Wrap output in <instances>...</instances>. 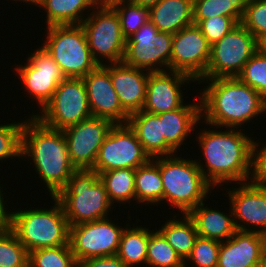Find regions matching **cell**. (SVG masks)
<instances>
[{
    "label": "cell",
    "instance_id": "cell-1",
    "mask_svg": "<svg viewBox=\"0 0 266 267\" xmlns=\"http://www.w3.org/2000/svg\"><path fill=\"white\" fill-rule=\"evenodd\" d=\"M209 126L196 136L205 164L197 159L195 162L205 179L214 188L224 183L252 180L253 137L245 135L243 128L226 127L225 131L223 128L220 131L217 126Z\"/></svg>",
    "mask_w": 266,
    "mask_h": 267
},
{
    "label": "cell",
    "instance_id": "cell-2",
    "mask_svg": "<svg viewBox=\"0 0 266 267\" xmlns=\"http://www.w3.org/2000/svg\"><path fill=\"white\" fill-rule=\"evenodd\" d=\"M208 83L200 91L201 119L206 125L242 128L266 113V100L237 77L199 79ZM210 82V83H209ZM203 90V91H202ZM204 117V118H203Z\"/></svg>",
    "mask_w": 266,
    "mask_h": 267
},
{
    "label": "cell",
    "instance_id": "cell-3",
    "mask_svg": "<svg viewBox=\"0 0 266 267\" xmlns=\"http://www.w3.org/2000/svg\"><path fill=\"white\" fill-rule=\"evenodd\" d=\"M30 159L45 185V191L55 197L77 169L70 160L62 130L44 125L35 116L24 120L21 133V157ZM30 156V157H29Z\"/></svg>",
    "mask_w": 266,
    "mask_h": 267
},
{
    "label": "cell",
    "instance_id": "cell-4",
    "mask_svg": "<svg viewBox=\"0 0 266 267\" xmlns=\"http://www.w3.org/2000/svg\"><path fill=\"white\" fill-rule=\"evenodd\" d=\"M159 156L151 158L160 169L163 199L162 204L169 202L181 214H188L199 203L206 201L214 187L205 179L195 159L178 156ZM173 205V206H172Z\"/></svg>",
    "mask_w": 266,
    "mask_h": 267
},
{
    "label": "cell",
    "instance_id": "cell-5",
    "mask_svg": "<svg viewBox=\"0 0 266 267\" xmlns=\"http://www.w3.org/2000/svg\"><path fill=\"white\" fill-rule=\"evenodd\" d=\"M51 199L54 205L49 209L31 207L11 211L9 229L28 252L69 244L70 226L63 207L55 197Z\"/></svg>",
    "mask_w": 266,
    "mask_h": 267
},
{
    "label": "cell",
    "instance_id": "cell-6",
    "mask_svg": "<svg viewBox=\"0 0 266 267\" xmlns=\"http://www.w3.org/2000/svg\"><path fill=\"white\" fill-rule=\"evenodd\" d=\"M55 198L61 203L69 226L107 218L114 208L99 174L91 169L73 172Z\"/></svg>",
    "mask_w": 266,
    "mask_h": 267
},
{
    "label": "cell",
    "instance_id": "cell-7",
    "mask_svg": "<svg viewBox=\"0 0 266 267\" xmlns=\"http://www.w3.org/2000/svg\"><path fill=\"white\" fill-rule=\"evenodd\" d=\"M47 38L41 43L59 65L66 78H83L99 65L88 46L80 25H52L46 27Z\"/></svg>",
    "mask_w": 266,
    "mask_h": 267
},
{
    "label": "cell",
    "instance_id": "cell-8",
    "mask_svg": "<svg viewBox=\"0 0 266 267\" xmlns=\"http://www.w3.org/2000/svg\"><path fill=\"white\" fill-rule=\"evenodd\" d=\"M86 17L81 26L94 60L98 65L121 63L125 54L126 38L122 34L116 10L101 1Z\"/></svg>",
    "mask_w": 266,
    "mask_h": 267
},
{
    "label": "cell",
    "instance_id": "cell-9",
    "mask_svg": "<svg viewBox=\"0 0 266 267\" xmlns=\"http://www.w3.org/2000/svg\"><path fill=\"white\" fill-rule=\"evenodd\" d=\"M39 113V114H38ZM44 125L63 130L92 117L87 90L82 78H66L62 81L52 99L35 114Z\"/></svg>",
    "mask_w": 266,
    "mask_h": 267
},
{
    "label": "cell",
    "instance_id": "cell-10",
    "mask_svg": "<svg viewBox=\"0 0 266 267\" xmlns=\"http://www.w3.org/2000/svg\"><path fill=\"white\" fill-rule=\"evenodd\" d=\"M258 50V40L240 23L211 46L207 70L200 79L237 77Z\"/></svg>",
    "mask_w": 266,
    "mask_h": 267
},
{
    "label": "cell",
    "instance_id": "cell-11",
    "mask_svg": "<svg viewBox=\"0 0 266 267\" xmlns=\"http://www.w3.org/2000/svg\"><path fill=\"white\" fill-rule=\"evenodd\" d=\"M172 39L173 34L159 31L149 20L126 39L122 62L149 72L168 71L170 70Z\"/></svg>",
    "mask_w": 266,
    "mask_h": 267
},
{
    "label": "cell",
    "instance_id": "cell-12",
    "mask_svg": "<svg viewBox=\"0 0 266 267\" xmlns=\"http://www.w3.org/2000/svg\"><path fill=\"white\" fill-rule=\"evenodd\" d=\"M150 159L128 124H114L104 139L91 170L100 174L120 168L136 169Z\"/></svg>",
    "mask_w": 266,
    "mask_h": 267
},
{
    "label": "cell",
    "instance_id": "cell-13",
    "mask_svg": "<svg viewBox=\"0 0 266 267\" xmlns=\"http://www.w3.org/2000/svg\"><path fill=\"white\" fill-rule=\"evenodd\" d=\"M112 219L107 217L70 226L69 244L77 262L117 255L125 226L115 224Z\"/></svg>",
    "mask_w": 266,
    "mask_h": 267
},
{
    "label": "cell",
    "instance_id": "cell-14",
    "mask_svg": "<svg viewBox=\"0 0 266 267\" xmlns=\"http://www.w3.org/2000/svg\"><path fill=\"white\" fill-rule=\"evenodd\" d=\"M14 69L27 90L25 92L38 103L40 111L52 99L58 85L66 79L59 65L42 46L28 56L27 63Z\"/></svg>",
    "mask_w": 266,
    "mask_h": 267
},
{
    "label": "cell",
    "instance_id": "cell-15",
    "mask_svg": "<svg viewBox=\"0 0 266 267\" xmlns=\"http://www.w3.org/2000/svg\"><path fill=\"white\" fill-rule=\"evenodd\" d=\"M114 123L91 117L63 129L70 160L77 170L92 169L99 149Z\"/></svg>",
    "mask_w": 266,
    "mask_h": 267
},
{
    "label": "cell",
    "instance_id": "cell-16",
    "mask_svg": "<svg viewBox=\"0 0 266 267\" xmlns=\"http://www.w3.org/2000/svg\"><path fill=\"white\" fill-rule=\"evenodd\" d=\"M211 45L197 25L182 28L173 34L170 71H178L196 82L206 73Z\"/></svg>",
    "mask_w": 266,
    "mask_h": 267
},
{
    "label": "cell",
    "instance_id": "cell-17",
    "mask_svg": "<svg viewBox=\"0 0 266 267\" xmlns=\"http://www.w3.org/2000/svg\"><path fill=\"white\" fill-rule=\"evenodd\" d=\"M239 185L225 190L237 230L266 233V183L250 180Z\"/></svg>",
    "mask_w": 266,
    "mask_h": 267
},
{
    "label": "cell",
    "instance_id": "cell-18",
    "mask_svg": "<svg viewBox=\"0 0 266 267\" xmlns=\"http://www.w3.org/2000/svg\"><path fill=\"white\" fill-rule=\"evenodd\" d=\"M196 82L189 75L178 71L150 72L147 81L146 99L143 111L161 114L184 105L182 87L186 83Z\"/></svg>",
    "mask_w": 266,
    "mask_h": 267
},
{
    "label": "cell",
    "instance_id": "cell-19",
    "mask_svg": "<svg viewBox=\"0 0 266 267\" xmlns=\"http://www.w3.org/2000/svg\"><path fill=\"white\" fill-rule=\"evenodd\" d=\"M82 79L86 86L92 117L105 118L114 124H127L129 115L121 106L109 71L99 65Z\"/></svg>",
    "mask_w": 266,
    "mask_h": 267
},
{
    "label": "cell",
    "instance_id": "cell-20",
    "mask_svg": "<svg viewBox=\"0 0 266 267\" xmlns=\"http://www.w3.org/2000/svg\"><path fill=\"white\" fill-rule=\"evenodd\" d=\"M110 73L112 85L123 110L130 116L144 106L149 71L121 63L103 65Z\"/></svg>",
    "mask_w": 266,
    "mask_h": 267
},
{
    "label": "cell",
    "instance_id": "cell-21",
    "mask_svg": "<svg viewBox=\"0 0 266 267\" xmlns=\"http://www.w3.org/2000/svg\"><path fill=\"white\" fill-rule=\"evenodd\" d=\"M263 234L237 230L220 244L217 267H259Z\"/></svg>",
    "mask_w": 266,
    "mask_h": 267
},
{
    "label": "cell",
    "instance_id": "cell-22",
    "mask_svg": "<svg viewBox=\"0 0 266 267\" xmlns=\"http://www.w3.org/2000/svg\"><path fill=\"white\" fill-rule=\"evenodd\" d=\"M162 122V135L165 141L177 152L185 144L188 136L201 122L200 98L196 103L184 104L181 108L158 114ZM200 121V122H199ZM190 134V135H189Z\"/></svg>",
    "mask_w": 266,
    "mask_h": 267
},
{
    "label": "cell",
    "instance_id": "cell-23",
    "mask_svg": "<svg viewBox=\"0 0 266 267\" xmlns=\"http://www.w3.org/2000/svg\"><path fill=\"white\" fill-rule=\"evenodd\" d=\"M127 124L135 132L143 150L150 158L170 156L176 153L162 135V122L158 114L141 110L131 114Z\"/></svg>",
    "mask_w": 266,
    "mask_h": 267
},
{
    "label": "cell",
    "instance_id": "cell-24",
    "mask_svg": "<svg viewBox=\"0 0 266 267\" xmlns=\"http://www.w3.org/2000/svg\"><path fill=\"white\" fill-rule=\"evenodd\" d=\"M204 205L203 201L188 213L195 224L198 236L220 242L229 239L237 231L231 206L228 215Z\"/></svg>",
    "mask_w": 266,
    "mask_h": 267
},
{
    "label": "cell",
    "instance_id": "cell-25",
    "mask_svg": "<svg viewBox=\"0 0 266 267\" xmlns=\"http://www.w3.org/2000/svg\"><path fill=\"white\" fill-rule=\"evenodd\" d=\"M149 20L159 31L175 34L193 25V0H160L149 8Z\"/></svg>",
    "mask_w": 266,
    "mask_h": 267
},
{
    "label": "cell",
    "instance_id": "cell-26",
    "mask_svg": "<svg viewBox=\"0 0 266 267\" xmlns=\"http://www.w3.org/2000/svg\"><path fill=\"white\" fill-rule=\"evenodd\" d=\"M100 2L101 0H40L37 7L46 11V27L80 25L85 20L86 14L83 12L88 10L89 14Z\"/></svg>",
    "mask_w": 266,
    "mask_h": 267
},
{
    "label": "cell",
    "instance_id": "cell-27",
    "mask_svg": "<svg viewBox=\"0 0 266 267\" xmlns=\"http://www.w3.org/2000/svg\"><path fill=\"white\" fill-rule=\"evenodd\" d=\"M133 225V227H131ZM126 224L122 231L117 256L127 267L143 266L147 260L149 227Z\"/></svg>",
    "mask_w": 266,
    "mask_h": 267
},
{
    "label": "cell",
    "instance_id": "cell-28",
    "mask_svg": "<svg viewBox=\"0 0 266 267\" xmlns=\"http://www.w3.org/2000/svg\"><path fill=\"white\" fill-rule=\"evenodd\" d=\"M165 221L158 231L164 236L175 252L185 262L190 256L195 240L198 237L195 224L188 214Z\"/></svg>",
    "mask_w": 266,
    "mask_h": 267
},
{
    "label": "cell",
    "instance_id": "cell-29",
    "mask_svg": "<svg viewBox=\"0 0 266 267\" xmlns=\"http://www.w3.org/2000/svg\"><path fill=\"white\" fill-rule=\"evenodd\" d=\"M134 183L138 204L141 206L161 204L163 199L161 173L159 166L152 159L135 169Z\"/></svg>",
    "mask_w": 266,
    "mask_h": 267
},
{
    "label": "cell",
    "instance_id": "cell-30",
    "mask_svg": "<svg viewBox=\"0 0 266 267\" xmlns=\"http://www.w3.org/2000/svg\"><path fill=\"white\" fill-rule=\"evenodd\" d=\"M99 178L104 183L108 198L114 206L116 203L126 205L128 202H136L135 169L120 168L101 172Z\"/></svg>",
    "mask_w": 266,
    "mask_h": 267
},
{
    "label": "cell",
    "instance_id": "cell-31",
    "mask_svg": "<svg viewBox=\"0 0 266 267\" xmlns=\"http://www.w3.org/2000/svg\"><path fill=\"white\" fill-rule=\"evenodd\" d=\"M247 0H193V24L215 16L231 17L241 23Z\"/></svg>",
    "mask_w": 266,
    "mask_h": 267
},
{
    "label": "cell",
    "instance_id": "cell-32",
    "mask_svg": "<svg viewBox=\"0 0 266 267\" xmlns=\"http://www.w3.org/2000/svg\"><path fill=\"white\" fill-rule=\"evenodd\" d=\"M185 267V262L175 252L164 236L155 228L149 230L146 267Z\"/></svg>",
    "mask_w": 266,
    "mask_h": 267
},
{
    "label": "cell",
    "instance_id": "cell-33",
    "mask_svg": "<svg viewBox=\"0 0 266 267\" xmlns=\"http://www.w3.org/2000/svg\"><path fill=\"white\" fill-rule=\"evenodd\" d=\"M28 267H77L70 244L29 252Z\"/></svg>",
    "mask_w": 266,
    "mask_h": 267
},
{
    "label": "cell",
    "instance_id": "cell-34",
    "mask_svg": "<svg viewBox=\"0 0 266 267\" xmlns=\"http://www.w3.org/2000/svg\"><path fill=\"white\" fill-rule=\"evenodd\" d=\"M117 12L123 36L128 39L149 21V8L132 1L106 2Z\"/></svg>",
    "mask_w": 266,
    "mask_h": 267
},
{
    "label": "cell",
    "instance_id": "cell-35",
    "mask_svg": "<svg viewBox=\"0 0 266 267\" xmlns=\"http://www.w3.org/2000/svg\"><path fill=\"white\" fill-rule=\"evenodd\" d=\"M29 252L9 229H0V267H28Z\"/></svg>",
    "mask_w": 266,
    "mask_h": 267
},
{
    "label": "cell",
    "instance_id": "cell-36",
    "mask_svg": "<svg viewBox=\"0 0 266 267\" xmlns=\"http://www.w3.org/2000/svg\"><path fill=\"white\" fill-rule=\"evenodd\" d=\"M237 78L266 100V55L258 50L243 66Z\"/></svg>",
    "mask_w": 266,
    "mask_h": 267
},
{
    "label": "cell",
    "instance_id": "cell-37",
    "mask_svg": "<svg viewBox=\"0 0 266 267\" xmlns=\"http://www.w3.org/2000/svg\"><path fill=\"white\" fill-rule=\"evenodd\" d=\"M24 120L0 124V161L21 157V133Z\"/></svg>",
    "mask_w": 266,
    "mask_h": 267
},
{
    "label": "cell",
    "instance_id": "cell-38",
    "mask_svg": "<svg viewBox=\"0 0 266 267\" xmlns=\"http://www.w3.org/2000/svg\"><path fill=\"white\" fill-rule=\"evenodd\" d=\"M220 244L218 240L198 236L185 267L188 261L194 263L195 267H217Z\"/></svg>",
    "mask_w": 266,
    "mask_h": 267
},
{
    "label": "cell",
    "instance_id": "cell-39",
    "mask_svg": "<svg viewBox=\"0 0 266 267\" xmlns=\"http://www.w3.org/2000/svg\"><path fill=\"white\" fill-rule=\"evenodd\" d=\"M241 24L258 41L266 36V0H247Z\"/></svg>",
    "mask_w": 266,
    "mask_h": 267
},
{
    "label": "cell",
    "instance_id": "cell-40",
    "mask_svg": "<svg viewBox=\"0 0 266 267\" xmlns=\"http://www.w3.org/2000/svg\"><path fill=\"white\" fill-rule=\"evenodd\" d=\"M238 25L231 17L215 16L202 20L197 26L212 46Z\"/></svg>",
    "mask_w": 266,
    "mask_h": 267
},
{
    "label": "cell",
    "instance_id": "cell-41",
    "mask_svg": "<svg viewBox=\"0 0 266 267\" xmlns=\"http://www.w3.org/2000/svg\"><path fill=\"white\" fill-rule=\"evenodd\" d=\"M259 143L253 139L252 180L266 182V144Z\"/></svg>",
    "mask_w": 266,
    "mask_h": 267
},
{
    "label": "cell",
    "instance_id": "cell-42",
    "mask_svg": "<svg viewBox=\"0 0 266 267\" xmlns=\"http://www.w3.org/2000/svg\"><path fill=\"white\" fill-rule=\"evenodd\" d=\"M77 267H127L117 256L93 257L77 262Z\"/></svg>",
    "mask_w": 266,
    "mask_h": 267
},
{
    "label": "cell",
    "instance_id": "cell-43",
    "mask_svg": "<svg viewBox=\"0 0 266 267\" xmlns=\"http://www.w3.org/2000/svg\"><path fill=\"white\" fill-rule=\"evenodd\" d=\"M1 185L2 184H0V229H6L10 226L12 212H10L9 210L7 211L8 208L6 206H8L7 202L9 201L8 199L4 201V199L6 198L4 196L6 195L5 193L3 194L4 190L2 189L3 187H1Z\"/></svg>",
    "mask_w": 266,
    "mask_h": 267
},
{
    "label": "cell",
    "instance_id": "cell-44",
    "mask_svg": "<svg viewBox=\"0 0 266 267\" xmlns=\"http://www.w3.org/2000/svg\"><path fill=\"white\" fill-rule=\"evenodd\" d=\"M259 267H266V233L263 234V244L261 249Z\"/></svg>",
    "mask_w": 266,
    "mask_h": 267
},
{
    "label": "cell",
    "instance_id": "cell-45",
    "mask_svg": "<svg viewBox=\"0 0 266 267\" xmlns=\"http://www.w3.org/2000/svg\"><path fill=\"white\" fill-rule=\"evenodd\" d=\"M159 1L160 0H132L133 3L147 8L156 5Z\"/></svg>",
    "mask_w": 266,
    "mask_h": 267
},
{
    "label": "cell",
    "instance_id": "cell-46",
    "mask_svg": "<svg viewBox=\"0 0 266 267\" xmlns=\"http://www.w3.org/2000/svg\"><path fill=\"white\" fill-rule=\"evenodd\" d=\"M258 48L264 55H266V36L258 41Z\"/></svg>",
    "mask_w": 266,
    "mask_h": 267
},
{
    "label": "cell",
    "instance_id": "cell-47",
    "mask_svg": "<svg viewBox=\"0 0 266 267\" xmlns=\"http://www.w3.org/2000/svg\"><path fill=\"white\" fill-rule=\"evenodd\" d=\"M15 2H16V4H17V2H20L21 1V3L23 2H25L26 4H30V5H35L36 7H37V5L39 4V1L40 0H14Z\"/></svg>",
    "mask_w": 266,
    "mask_h": 267
},
{
    "label": "cell",
    "instance_id": "cell-48",
    "mask_svg": "<svg viewBox=\"0 0 266 267\" xmlns=\"http://www.w3.org/2000/svg\"><path fill=\"white\" fill-rule=\"evenodd\" d=\"M132 1V0H105V2Z\"/></svg>",
    "mask_w": 266,
    "mask_h": 267
}]
</instances>
